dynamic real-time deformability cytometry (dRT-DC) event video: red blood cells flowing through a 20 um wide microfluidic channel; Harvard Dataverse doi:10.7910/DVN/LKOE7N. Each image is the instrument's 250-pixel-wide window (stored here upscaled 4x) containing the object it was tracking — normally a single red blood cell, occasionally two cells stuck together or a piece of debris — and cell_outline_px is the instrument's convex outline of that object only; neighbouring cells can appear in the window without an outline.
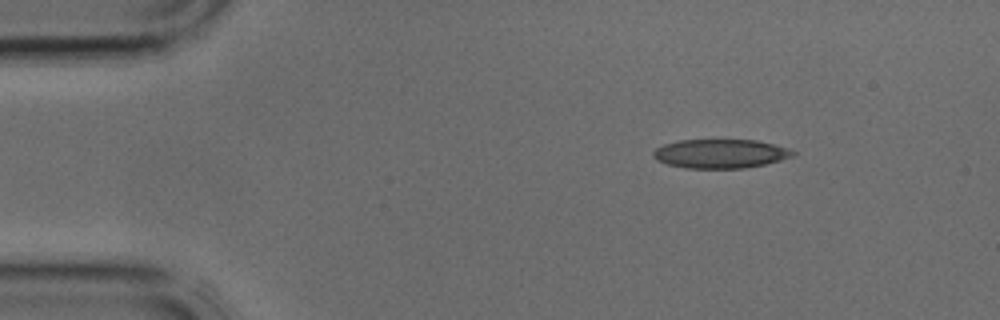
{"species": "common noctule bat (a hibernating species)", "species_latin": "Nyctalus noctula", "temperature_condition": "cold", "stored_images_in_passage": 3, "camera_frame_rate_fps": 3000, "um_per_image_px": 0.085, "animal": {"sex": "male", "body_mass_g": 17.9, "forearm_length_mm": 54.2}, "frame": {"image": 1, "passage_image": 1, "time_ms": 0.0, "image_size_px": [1000, 320], "cell_outline_px": [[796, 156], [764, 164], [744, 168], [684, 168], [668, 164], [656, 160], [652, 156], [652, 152], [656, 148], [664, 144], [680, 140], [756, 140], [772, 144], [796, 152]], "centroid_in_image_um": [61.2, 13.06], "position_along_channel_um": 23.8, "area_um2": 23.47}}
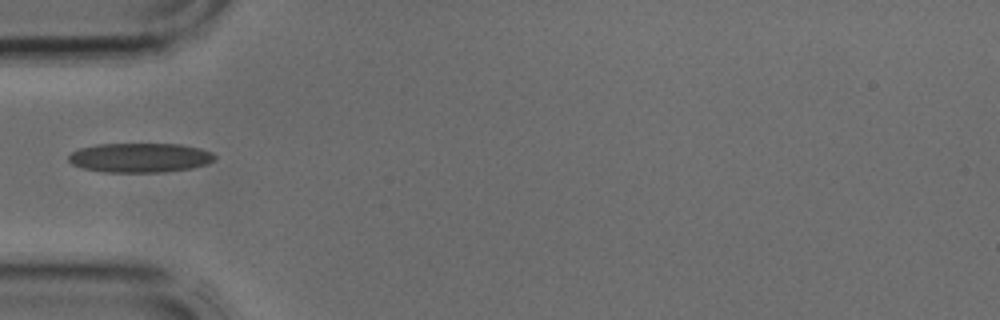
{"frame": {"image": 2, "passage_image": 3, "time_ms": 0.667, "image_size_px": [1000, 320], "cell_outline_px": [[216, 160], [208, 164], [192, 168], [164, 172], [104, 172], [84, 168], [72, 164], [68, 160], [68, 156], [72, 152], [80, 148], [96, 144], [180, 144], [200, 148], [212, 152], [216, 156]], "centroid_in_image_um": [11.93, 13.4], "position_along_channel_um": 73.1, "area_um2": 25.2}}